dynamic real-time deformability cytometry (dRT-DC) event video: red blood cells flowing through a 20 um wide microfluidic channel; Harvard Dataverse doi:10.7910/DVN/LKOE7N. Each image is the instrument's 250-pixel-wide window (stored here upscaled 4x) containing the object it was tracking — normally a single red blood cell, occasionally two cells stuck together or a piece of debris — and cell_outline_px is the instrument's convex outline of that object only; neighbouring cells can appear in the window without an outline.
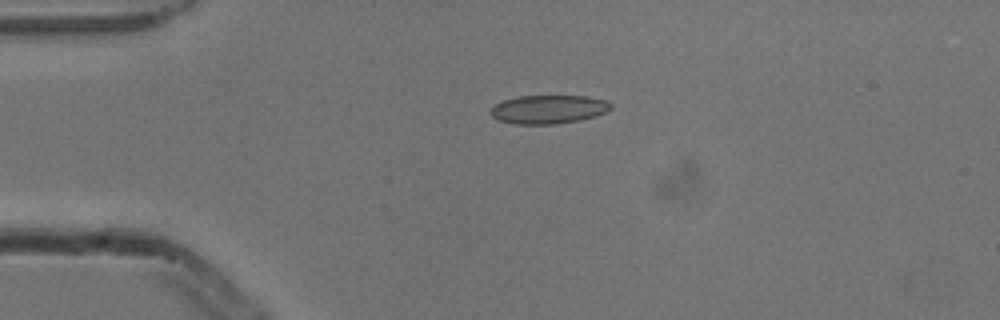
{"species": "common noctule bat (a hibernating species)", "species_latin": "Nyctalus noctula", "temperature_condition": "cold", "stored_images_in_passage": 5, "camera_frame_rate_fps": 3000, "um_per_image_px": 0.085, "animal": {"sex": "male", "body_mass_g": 13.3}, "frame": {"image": 1, "passage_image": 4, "time_ms": 1.0, "image_size_px": [1000, 320], "cell_outline_px": [[612, 108], [604, 112], [580, 120], [556, 124], [516, 124], [500, 120], [492, 116], [488, 112], [496, 104], [504, 100], [520, 96], [588, 96], [604, 100], [612, 104]], "centroid_in_image_um": [46.61, 9.29], "position_along_channel_um": 38.4, "area_um2": 19.83}}